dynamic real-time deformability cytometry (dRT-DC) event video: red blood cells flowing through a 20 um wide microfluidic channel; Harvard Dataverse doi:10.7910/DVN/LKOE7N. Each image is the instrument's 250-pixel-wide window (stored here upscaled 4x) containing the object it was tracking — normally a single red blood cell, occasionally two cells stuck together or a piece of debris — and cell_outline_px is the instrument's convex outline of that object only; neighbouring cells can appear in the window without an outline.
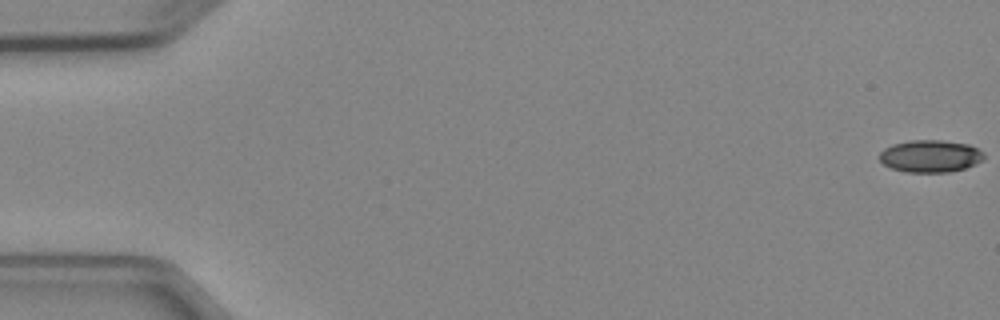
{"species": "Egyptian fruit bat (a non-hibernating species)", "species_latin": "Rousettus aegyptiacus", "temperature_condition": "cold", "stored_images_in_passage": 8, "camera_frame_rate_fps": 3000, "um_per_image_px": 0.085, "animal": {"sex": "female"}, "frame": {"image": 1, "passage_image": 1, "time_ms": 0.0, "image_size_px": [1000, 320], "cell_outline_px": [[984, 160], [976, 164], [964, 168], [948, 172], [904, 172], [892, 168], [884, 164], [880, 160], [880, 152], [884, 148], [892, 144], [908, 140], [940, 140], [968, 144], [984, 152]], "centroid_in_image_um": [79.08, 13.26], "position_along_channel_um": 5.9, "area_um2": 19.71}}
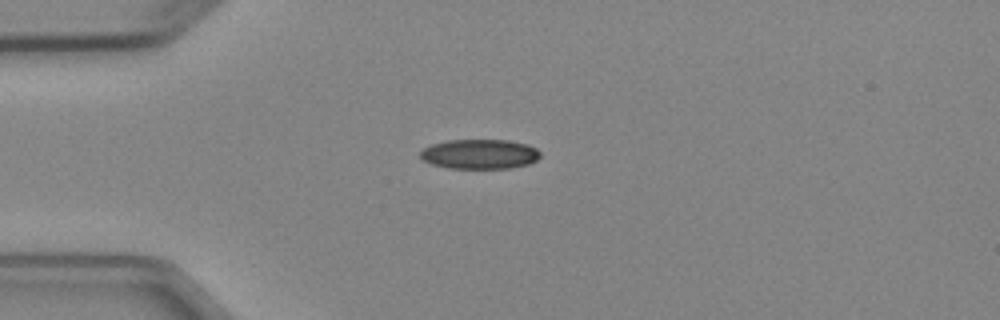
{"frame": {"image": 2, "passage_image": 4, "time_ms": 4.333, "image_size_px": [1000, 320], "cell_outline_px": [[540, 156], [536, 160], [528, 164], [512, 168], [448, 168], [432, 164], [424, 160], [420, 156], [420, 152], [424, 148], [432, 144], [448, 140], [508, 140], [528, 144], [536, 148], [540, 152]], "centroid_in_image_um": [40.79, 13.09], "position_along_channel_um": 44.2, "area_um2": 20.75}}